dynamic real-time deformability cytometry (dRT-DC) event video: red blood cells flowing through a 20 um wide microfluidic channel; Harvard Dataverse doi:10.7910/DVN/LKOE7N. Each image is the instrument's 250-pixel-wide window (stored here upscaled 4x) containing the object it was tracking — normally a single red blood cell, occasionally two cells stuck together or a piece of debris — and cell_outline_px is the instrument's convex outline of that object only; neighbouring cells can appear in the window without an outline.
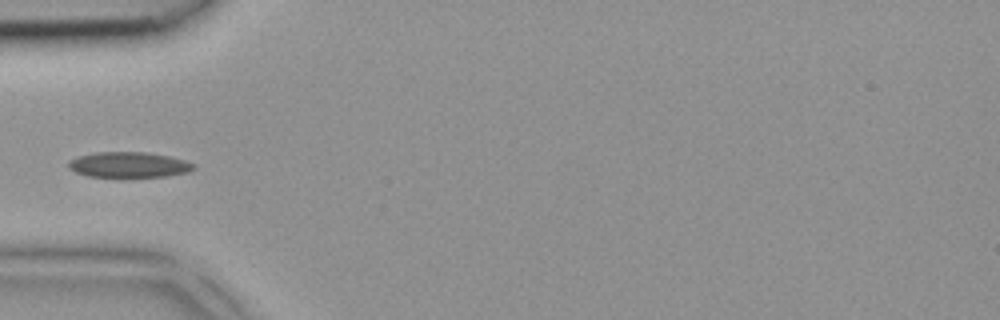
{"species": "common noctule bat (a hibernating species)", "species_latin": "Nyctalus noctula", "temperature_condition": "room temperature", "stored_images_in_passage": 2, "camera_frame_rate_fps": 3000, "um_per_image_px": 0.085, "animal": {"sex": "female", "body_mass_g": 18.4}, "frame": {"image": 1, "passage_image": 2, "time_ms": 0.333, "image_size_px": [1000, 320], "cell_outline_px": [[196, 168], [188, 172], [168, 176], [120, 180], [88, 176], [76, 172], [68, 168], [68, 160], [80, 156], [96, 152], [144, 152], [168, 156], [184, 160], [196, 164]], "centroid_in_image_um": [10.95, 14.06], "position_along_channel_um": 74.1, "area_um2": 19.54}}